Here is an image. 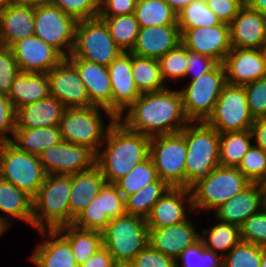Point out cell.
<instances>
[{"instance_id": "753ad0ef", "label": "cell", "mask_w": 266, "mask_h": 267, "mask_svg": "<svg viewBox=\"0 0 266 267\" xmlns=\"http://www.w3.org/2000/svg\"><path fill=\"white\" fill-rule=\"evenodd\" d=\"M264 52H265V55H266V45L264 46Z\"/></svg>"}, {"instance_id": "9f6ffc18", "label": "cell", "mask_w": 266, "mask_h": 267, "mask_svg": "<svg viewBox=\"0 0 266 267\" xmlns=\"http://www.w3.org/2000/svg\"><path fill=\"white\" fill-rule=\"evenodd\" d=\"M187 70L185 73V77L187 75H192L191 80H194L200 77L203 74H206L210 70H212L218 63L209 56L201 55L197 52H193L187 49Z\"/></svg>"}, {"instance_id": "f35d334b", "label": "cell", "mask_w": 266, "mask_h": 267, "mask_svg": "<svg viewBox=\"0 0 266 267\" xmlns=\"http://www.w3.org/2000/svg\"><path fill=\"white\" fill-rule=\"evenodd\" d=\"M199 239L204 247L219 255V252L230 251L240 241V228L237 225L219 221L209 229H201Z\"/></svg>"}, {"instance_id": "ffe728a7", "label": "cell", "mask_w": 266, "mask_h": 267, "mask_svg": "<svg viewBox=\"0 0 266 267\" xmlns=\"http://www.w3.org/2000/svg\"><path fill=\"white\" fill-rule=\"evenodd\" d=\"M66 59L77 69L90 104L112 113V87L108 67L77 57Z\"/></svg>"}, {"instance_id": "7a4b0ae2", "label": "cell", "mask_w": 266, "mask_h": 267, "mask_svg": "<svg viewBox=\"0 0 266 267\" xmlns=\"http://www.w3.org/2000/svg\"><path fill=\"white\" fill-rule=\"evenodd\" d=\"M150 138L129 130L118 119L111 124L103 142L105 147L96 155V165L106 183L114 184L149 157Z\"/></svg>"}, {"instance_id": "8c879c8a", "label": "cell", "mask_w": 266, "mask_h": 267, "mask_svg": "<svg viewBox=\"0 0 266 267\" xmlns=\"http://www.w3.org/2000/svg\"><path fill=\"white\" fill-rule=\"evenodd\" d=\"M243 4H245L248 0H240Z\"/></svg>"}, {"instance_id": "11a10c76", "label": "cell", "mask_w": 266, "mask_h": 267, "mask_svg": "<svg viewBox=\"0 0 266 267\" xmlns=\"http://www.w3.org/2000/svg\"><path fill=\"white\" fill-rule=\"evenodd\" d=\"M206 4L226 24H230L244 6L240 0H207Z\"/></svg>"}, {"instance_id": "c3c4849f", "label": "cell", "mask_w": 266, "mask_h": 267, "mask_svg": "<svg viewBox=\"0 0 266 267\" xmlns=\"http://www.w3.org/2000/svg\"><path fill=\"white\" fill-rule=\"evenodd\" d=\"M242 241L266 248V209L251 215L240 226Z\"/></svg>"}, {"instance_id": "9a60e30c", "label": "cell", "mask_w": 266, "mask_h": 267, "mask_svg": "<svg viewBox=\"0 0 266 267\" xmlns=\"http://www.w3.org/2000/svg\"><path fill=\"white\" fill-rule=\"evenodd\" d=\"M181 42L187 49L209 56L222 64L231 51L230 25L221 23L211 27L189 28L180 30Z\"/></svg>"}, {"instance_id": "ee69618b", "label": "cell", "mask_w": 266, "mask_h": 267, "mask_svg": "<svg viewBox=\"0 0 266 267\" xmlns=\"http://www.w3.org/2000/svg\"><path fill=\"white\" fill-rule=\"evenodd\" d=\"M163 81L181 79L187 70V48L181 42L158 59Z\"/></svg>"}, {"instance_id": "30bf717a", "label": "cell", "mask_w": 266, "mask_h": 267, "mask_svg": "<svg viewBox=\"0 0 266 267\" xmlns=\"http://www.w3.org/2000/svg\"><path fill=\"white\" fill-rule=\"evenodd\" d=\"M123 52L114 42L105 22L98 18L77 21L75 43L68 57L109 66Z\"/></svg>"}, {"instance_id": "d6986e66", "label": "cell", "mask_w": 266, "mask_h": 267, "mask_svg": "<svg viewBox=\"0 0 266 267\" xmlns=\"http://www.w3.org/2000/svg\"><path fill=\"white\" fill-rule=\"evenodd\" d=\"M112 87V114L119 118L140 96L131 71V52H121L108 66Z\"/></svg>"}, {"instance_id": "f1b7e54d", "label": "cell", "mask_w": 266, "mask_h": 267, "mask_svg": "<svg viewBox=\"0 0 266 267\" xmlns=\"http://www.w3.org/2000/svg\"><path fill=\"white\" fill-rule=\"evenodd\" d=\"M106 183L102 171L97 165L84 172L71 174L70 191V224L91 203L92 199L100 193Z\"/></svg>"}, {"instance_id": "7402d4cb", "label": "cell", "mask_w": 266, "mask_h": 267, "mask_svg": "<svg viewBox=\"0 0 266 267\" xmlns=\"http://www.w3.org/2000/svg\"><path fill=\"white\" fill-rule=\"evenodd\" d=\"M229 25L232 48L264 49L266 15L244 5Z\"/></svg>"}, {"instance_id": "4fadbf2b", "label": "cell", "mask_w": 266, "mask_h": 267, "mask_svg": "<svg viewBox=\"0 0 266 267\" xmlns=\"http://www.w3.org/2000/svg\"><path fill=\"white\" fill-rule=\"evenodd\" d=\"M77 21L58 7L34 8V35L57 49L65 58L74 48Z\"/></svg>"}, {"instance_id": "8992f818", "label": "cell", "mask_w": 266, "mask_h": 267, "mask_svg": "<svg viewBox=\"0 0 266 267\" xmlns=\"http://www.w3.org/2000/svg\"><path fill=\"white\" fill-rule=\"evenodd\" d=\"M102 238L116 265L130 264L149 244V228L145 218L126 214L113 218Z\"/></svg>"}, {"instance_id": "b9f144b4", "label": "cell", "mask_w": 266, "mask_h": 267, "mask_svg": "<svg viewBox=\"0 0 266 267\" xmlns=\"http://www.w3.org/2000/svg\"><path fill=\"white\" fill-rule=\"evenodd\" d=\"M175 260L176 267H223V256L205 248L200 239L186 247ZM180 260L182 266L178 264Z\"/></svg>"}, {"instance_id": "6125c7cd", "label": "cell", "mask_w": 266, "mask_h": 267, "mask_svg": "<svg viewBox=\"0 0 266 267\" xmlns=\"http://www.w3.org/2000/svg\"><path fill=\"white\" fill-rule=\"evenodd\" d=\"M175 13H179L185 8L190 2L194 0H164Z\"/></svg>"}, {"instance_id": "4dcf8cb0", "label": "cell", "mask_w": 266, "mask_h": 267, "mask_svg": "<svg viewBox=\"0 0 266 267\" xmlns=\"http://www.w3.org/2000/svg\"><path fill=\"white\" fill-rule=\"evenodd\" d=\"M63 141L58 126L39 127L34 129H15L12 144L19 150L38 156L49 147Z\"/></svg>"}, {"instance_id": "83f0119b", "label": "cell", "mask_w": 266, "mask_h": 267, "mask_svg": "<svg viewBox=\"0 0 266 267\" xmlns=\"http://www.w3.org/2000/svg\"><path fill=\"white\" fill-rule=\"evenodd\" d=\"M67 107L51 95L16 109L15 129L58 126Z\"/></svg>"}, {"instance_id": "1f68e13d", "label": "cell", "mask_w": 266, "mask_h": 267, "mask_svg": "<svg viewBox=\"0 0 266 267\" xmlns=\"http://www.w3.org/2000/svg\"><path fill=\"white\" fill-rule=\"evenodd\" d=\"M57 230L68 240L78 266L103 247L102 232L81 229L73 224L59 227Z\"/></svg>"}, {"instance_id": "7c38bea8", "label": "cell", "mask_w": 266, "mask_h": 267, "mask_svg": "<svg viewBox=\"0 0 266 267\" xmlns=\"http://www.w3.org/2000/svg\"><path fill=\"white\" fill-rule=\"evenodd\" d=\"M254 118L243 86L226 84L206 123L219 133L241 132L252 127Z\"/></svg>"}, {"instance_id": "9c48e42d", "label": "cell", "mask_w": 266, "mask_h": 267, "mask_svg": "<svg viewBox=\"0 0 266 267\" xmlns=\"http://www.w3.org/2000/svg\"><path fill=\"white\" fill-rule=\"evenodd\" d=\"M226 84L224 66L217 64L212 70L184 86L185 89L180 92L187 119L190 122H206Z\"/></svg>"}, {"instance_id": "8fae6325", "label": "cell", "mask_w": 266, "mask_h": 267, "mask_svg": "<svg viewBox=\"0 0 266 267\" xmlns=\"http://www.w3.org/2000/svg\"><path fill=\"white\" fill-rule=\"evenodd\" d=\"M149 157L161 180L170 187H185L187 148L181 132L152 136Z\"/></svg>"}, {"instance_id": "ba28073f", "label": "cell", "mask_w": 266, "mask_h": 267, "mask_svg": "<svg viewBox=\"0 0 266 267\" xmlns=\"http://www.w3.org/2000/svg\"><path fill=\"white\" fill-rule=\"evenodd\" d=\"M0 177L33 200L44 183L46 173L38 156L21 151L7 142L0 143Z\"/></svg>"}, {"instance_id": "cb8c5ba5", "label": "cell", "mask_w": 266, "mask_h": 267, "mask_svg": "<svg viewBox=\"0 0 266 267\" xmlns=\"http://www.w3.org/2000/svg\"><path fill=\"white\" fill-rule=\"evenodd\" d=\"M179 43L181 32L178 25L140 27L135 45L130 52L158 60Z\"/></svg>"}, {"instance_id": "8d00e7d4", "label": "cell", "mask_w": 266, "mask_h": 267, "mask_svg": "<svg viewBox=\"0 0 266 267\" xmlns=\"http://www.w3.org/2000/svg\"><path fill=\"white\" fill-rule=\"evenodd\" d=\"M134 14L140 27L177 25V13L164 0H137Z\"/></svg>"}, {"instance_id": "7dc6e473", "label": "cell", "mask_w": 266, "mask_h": 267, "mask_svg": "<svg viewBox=\"0 0 266 267\" xmlns=\"http://www.w3.org/2000/svg\"><path fill=\"white\" fill-rule=\"evenodd\" d=\"M50 4L76 21L99 17V0H51Z\"/></svg>"}, {"instance_id": "003e7915", "label": "cell", "mask_w": 266, "mask_h": 267, "mask_svg": "<svg viewBox=\"0 0 266 267\" xmlns=\"http://www.w3.org/2000/svg\"><path fill=\"white\" fill-rule=\"evenodd\" d=\"M260 267H266V248H263L262 250Z\"/></svg>"}, {"instance_id": "d590c367", "label": "cell", "mask_w": 266, "mask_h": 267, "mask_svg": "<svg viewBox=\"0 0 266 267\" xmlns=\"http://www.w3.org/2000/svg\"><path fill=\"white\" fill-rule=\"evenodd\" d=\"M170 186L160 178L144 186L137 193L125 198L127 215L147 218L152 207L166 193Z\"/></svg>"}, {"instance_id": "4316f807", "label": "cell", "mask_w": 266, "mask_h": 267, "mask_svg": "<svg viewBox=\"0 0 266 267\" xmlns=\"http://www.w3.org/2000/svg\"><path fill=\"white\" fill-rule=\"evenodd\" d=\"M33 35L34 7L16 1L0 10V45L11 47Z\"/></svg>"}, {"instance_id": "d6a6232c", "label": "cell", "mask_w": 266, "mask_h": 267, "mask_svg": "<svg viewBox=\"0 0 266 267\" xmlns=\"http://www.w3.org/2000/svg\"><path fill=\"white\" fill-rule=\"evenodd\" d=\"M131 71L134 84L140 94L167 88L162 79L160 64L157 59L131 53Z\"/></svg>"}, {"instance_id": "ac0fdd59", "label": "cell", "mask_w": 266, "mask_h": 267, "mask_svg": "<svg viewBox=\"0 0 266 267\" xmlns=\"http://www.w3.org/2000/svg\"><path fill=\"white\" fill-rule=\"evenodd\" d=\"M222 64L231 85L243 86L266 76L264 49L232 48Z\"/></svg>"}, {"instance_id": "ab89813d", "label": "cell", "mask_w": 266, "mask_h": 267, "mask_svg": "<svg viewBox=\"0 0 266 267\" xmlns=\"http://www.w3.org/2000/svg\"><path fill=\"white\" fill-rule=\"evenodd\" d=\"M157 170L150 157L137 164L127 175L114 184L124 198L137 193L147 184L158 179Z\"/></svg>"}, {"instance_id": "f546056e", "label": "cell", "mask_w": 266, "mask_h": 267, "mask_svg": "<svg viewBox=\"0 0 266 267\" xmlns=\"http://www.w3.org/2000/svg\"><path fill=\"white\" fill-rule=\"evenodd\" d=\"M15 110L50 96L47 73L20 72L7 95Z\"/></svg>"}, {"instance_id": "be15d7a7", "label": "cell", "mask_w": 266, "mask_h": 267, "mask_svg": "<svg viewBox=\"0 0 266 267\" xmlns=\"http://www.w3.org/2000/svg\"><path fill=\"white\" fill-rule=\"evenodd\" d=\"M16 1L34 8L39 6L50 5L51 2V0H16Z\"/></svg>"}, {"instance_id": "52a82bcc", "label": "cell", "mask_w": 266, "mask_h": 267, "mask_svg": "<svg viewBox=\"0 0 266 267\" xmlns=\"http://www.w3.org/2000/svg\"><path fill=\"white\" fill-rule=\"evenodd\" d=\"M251 184L237 167L218 166L190 190L193 211L216 210Z\"/></svg>"}, {"instance_id": "44dd1931", "label": "cell", "mask_w": 266, "mask_h": 267, "mask_svg": "<svg viewBox=\"0 0 266 267\" xmlns=\"http://www.w3.org/2000/svg\"><path fill=\"white\" fill-rule=\"evenodd\" d=\"M186 206L190 212L193 210L191 192L185 187H170L146 218L148 228L167 227L186 221Z\"/></svg>"}, {"instance_id": "f6af8a7d", "label": "cell", "mask_w": 266, "mask_h": 267, "mask_svg": "<svg viewBox=\"0 0 266 267\" xmlns=\"http://www.w3.org/2000/svg\"><path fill=\"white\" fill-rule=\"evenodd\" d=\"M112 219L103 215L102 189L73 221L75 227L102 232Z\"/></svg>"}, {"instance_id": "db71d44e", "label": "cell", "mask_w": 266, "mask_h": 267, "mask_svg": "<svg viewBox=\"0 0 266 267\" xmlns=\"http://www.w3.org/2000/svg\"><path fill=\"white\" fill-rule=\"evenodd\" d=\"M16 110L11 99L4 94H0V143L12 142L15 134ZM8 132L12 135L9 137Z\"/></svg>"}, {"instance_id": "f907efd6", "label": "cell", "mask_w": 266, "mask_h": 267, "mask_svg": "<svg viewBox=\"0 0 266 267\" xmlns=\"http://www.w3.org/2000/svg\"><path fill=\"white\" fill-rule=\"evenodd\" d=\"M19 73L11 48L0 45V94L8 95L14 78Z\"/></svg>"}, {"instance_id": "e0dca14e", "label": "cell", "mask_w": 266, "mask_h": 267, "mask_svg": "<svg viewBox=\"0 0 266 267\" xmlns=\"http://www.w3.org/2000/svg\"><path fill=\"white\" fill-rule=\"evenodd\" d=\"M50 95L67 108L89 107V97L77 69L64 58L47 73Z\"/></svg>"}, {"instance_id": "60d3db41", "label": "cell", "mask_w": 266, "mask_h": 267, "mask_svg": "<svg viewBox=\"0 0 266 267\" xmlns=\"http://www.w3.org/2000/svg\"><path fill=\"white\" fill-rule=\"evenodd\" d=\"M221 20L208 8L206 2L194 0L177 14L180 30L220 25Z\"/></svg>"}, {"instance_id": "816d5d0a", "label": "cell", "mask_w": 266, "mask_h": 267, "mask_svg": "<svg viewBox=\"0 0 266 267\" xmlns=\"http://www.w3.org/2000/svg\"><path fill=\"white\" fill-rule=\"evenodd\" d=\"M103 215L111 219L126 215L125 198L113 183H105L102 187Z\"/></svg>"}, {"instance_id": "603a6c76", "label": "cell", "mask_w": 266, "mask_h": 267, "mask_svg": "<svg viewBox=\"0 0 266 267\" xmlns=\"http://www.w3.org/2000/svg\"><path fill=\"white\" fill-rule=\"evenodd\" d=\"M200 233L191 219L161 228H149V244L164 255L176 259L186 248L199 240Z\"/></svg>"}, {"instance_id": "277c9868", "label": "cell", "mask_w": 266, "mask_h": 267, "mask_svg": "<svg viewBox=\"0 0 266 267\" xmlns=\"http://www.w3.org/2000/svg\"><path fill=\"white\" fill-rule=\"evenodd\" d=\"M71 175L46 174L43 185L32 200V226L37 230L70 225Z\"/></svg>"}, {"instance_id": "f5cc1de1", "label": "cell", "mask_w": 266, "mask_h": 267, "mask_svg": "<svg viewBox=\"0 0 266 267\" xmlns=\"http://www.w3.org/2000/svg\"><path fill=\"white\" fill-rule=\"evenodd\" d=\"M132 267H176V260L148 244L130 263Z\"/></svg>"}, {"instance_id": "7bdbcfd3", "label": "cell", "mask_w": 266, "mask_h": 267, "mask_svg": "<svg viewBox=\"0 0 266 267\" xmlns=\"http://www.w3.org/2000/svg\"><path fill=\"white\" fill-rule=\"evenodd\" d=\"M263 247L240 241L228 254H222L223 267H260Z\"/></svg>"}, {"instance_id": "d4e9b609", "label": "cell", "mask_w": 266, "mask_h": 267, "mask_svg": "<svg viewBox=\"0 0 266 267\" xmlns=\"http://www.w3.org/2000/svg\"><path fill=\"white\" fill-rule=\"evenodd\" d=\"M264 207V188L252 183L215 210V218L222 222L240 226L251 215Z\"/></svg>"}, {"instance_id": "681fc988", "label": "cell", "mask_w": 266, "mask_h": 267, "mask_svg": "<svg viewBox=\"0 0 266 267\" xmlns=\"http://www.w3.org/2000/svg\"><path fill=\"white\" fill-rule=\"evenodd\" d=\"M243 87L252 117L254 119L266 117V76Z\"/></svg>"}, {"instance_id": "94428289", "label": "cell", "mask_w": 266, "mask_h": 267, "mask_svg": "<svg viewBox=\"0 0 266 267\" xmlns=\"http://www.w3.org/2000/svg\"><path fill=\"white\" fill-rule=\"evenodd\" d=\"M244 5L266 15V0H248Z\"/></svg>"}, {"instance_id": "5b68a950", "label": "cell", "mask_w": 266, "mask_h": 267, "mask_svg": "<svg viewBox=\"0 0 266 267\" xmlns=\"http://www.w3.org/2000/svg\"><path fill=\"white\" fill-rule=\"evenodd\" d=\"M100 110L110 117V123L105 127ZM116 119L111 112L97 106L67 108L58 127L63 141L84 146L97 155L108 129Z\"/></svg>"}, {"instance_id": "484cf974", "label": "cell", "mask_w": 266, "mask_h": 267, "mask_svg": "<svg viewBox=\"0 0 266 267\" xmlns=\"http://www.w3.org/2000/svg\"><path fill=\"white\" fill-rule=\"evenodd\" d=\"M38 232L47 239L36 247L30 257L36 267H78L68 240L57 229Z\"/></svg>"}, {"instance_id": "a7ac6f4b", "label": "cell", "mask_w": 266, "mask_h": 267, "mask_svg": "<svg viewBox=\"0 0 266 267\" xmlns=\"http://www.w3.org/2000/svg\"><path fill=\"white\" fill-rule=\"evenodd\" d=\"M263 188H264V196H266V180L262 183Z\"/></svg>"}, {"instance_id": "bcb514c9", "label": "cell", "mask_w": 266, "mask_h": 267, "mask_svg": "<svg viewBox=\"0 0 266 267\" xmlns=\"http://www.w3.org/2000/svg\"><path fill=\"white\" fill-rule=\"evenodd\" d=\"M237 168L251 183L262 184L266 180V152L253 144Z\"/></svg>"}, {"instance_id": "e7e4bbea", "label": "cell", "mask_w": 266, "mask_h": 267, "mask_svg": "<svg viewBox=\"0 0 266 267\" xmlns=\"http://www.w3.org/2000/svg\"><path fill=\"white\" fill-rule=\"evenodd\" d=\"M8 219L9 218L7 216H0V237H2V234L6 232L7 229H9L8 227L11 226V223L8 221Z\"/></svg>"}, {"instance_id": "836d02e7", "label": "cell", "mask_w": 266, "mask_h": 267, "mask_svg": "<svg viewBox=\"0 0 266 267\" xmlns=\"http://www.w3.org/2000/svg\"><path fill=\"white\" fill-rule=\"evenodd\" d=\"M0 211L32 225L33 203L22 190L0 177Z\"/></svg>"}, {"instance_id": "e575fe53", "label": "cell", "mask_w": 266, "mask_h": 267, "mask_svg": "<svg viewBox=\"0 0 266 267\" xmlns=\"http://www.w3.org/2000/svg\"><path fill=\"white\" fill-rule=\"evenodd\" d=\"M250 129L241 132L220 133L219 163L224 167H238L252 146Z\"/></svg>"}, {"instance_id": "03108f58", "label": "cell", "mask_w": 266, "mask_h": 267, "mask_svg": "<svg viewBox=\"0 0 266 267\" xmlns=\"http://www.w3.org/2000/svg\"><path fill=\"white\" fill-rule=\"evenodd\" d=\"M14 2H16V0H0V10Z\"/></svg>"}, {"instance_id": "6da1fadb", "label": "cell", "mask_w": 266, "mask_h": 267, "mask_svg": "<svg viewBox=\"0 0 266 267\" xmlns=\"http://www.w3.org/2000/svg\"><path fill=\"white\" fill-rule=\"evenodd\" d=\"M124 112L126 115L117 119L129 130L149 137L179 133L190 122L183 109L180 90L172 91L168 87L140 94Z\"/></svg>"}, {"instance_id": "5bb4252c", "label": "cell", "mask_w": 266, "mask_h": 267, "mask_svg": "<svg viewBox=\"0 0 266 267\" xmlns=\"http://www.w3.org/2000/svg\"><path fill=\"white\" fill-rule=\"evenodd\" d=\"M46 174L71 175L96 165V155L88 148L62 141L38 155Z\"/></svg>"}, {"instance_id": "74e56055", "label": "cell", "mask_w": 266, "mask_h": 267, "mask_svg": "<svg viewBox=\"0 0 266 267\" xmlns=\"http://www.w3.org/2000/svg\"><path fill=\"white\" fill-rule=\"evenodd\" d=\"M107 25L110 35L123 52H130L136 42L140 26L135 14L99 16Z\"/></svg>"}, {"instance_id": "91938a15", "label": "cell", "mask_w": 266, "mask_h": 267, "mask_svg": "<svg viewBox=\"0 0 266 267\" xmlns=\"http://www.w3.org/2000/svg\"><path fill=\"white\" fill-rule=\"evenodd\" d=\"M250 131L252 139H255V145L266 152V117L254 119Z\"/></svg>"}, {"instance_id": "89a4df30", "label": "cell", "mask_w": 266, "mask_h": 267, "mask_svg": "<svg viewBox=\"0 0 266 267\" xmlns=\"http://www.w3.org/2000/svg\"><path fill=\"white\" fill-rule=\"evenodd\" d=\"M115 267H132L130 264H125V265H116Z\"/></svg>"}, {"instance_id": "2644e50d", "label": "cell", "mask_w": 266, "mask_h": 267, "mask_svg": "<svg viewBox=\"0 0 266 267\" xmlns=\"http://www.w3.org/2000/svg\"><path fill=\"white\" fill-rule=\"evenodd\" d=\"M264 208L266 209V196H264Z\"/></svg>"}, {"instance_id": "6f0895ef", "label": "cell", "mask_w": 266, "mask_h": 267, "mask_svg": "<svg viewBox=\"0 0 266 267\" xmlns=\"http://www.w3.org/2000/svg\"><path fill=\"white\" fill-rule=\"evenodd\" d=\"M136 3L137 0H99V16L133 14Z\"/></svg>"}, {"instance_id": "680465c9", "label": "cell", "mask_w": 266, "mask_h": 267, "mask_svg": "<svg viewBox=\"0 0 266 267\" xmlns=\"http://www.w3.org/2000/svg\"><path fill=\"white\" fill-rule=\"evenodd\" d=\"M111 253L106 247H101L89 259L78 267H115Z\"/></svg>"}, {"instance_id": "3957f363", "label": "cell", "mask_w": 266, "mask_h": 267, "mask_svg": "<svg viewBox=\"0 0 266 267\" xmlns=\"http://www.w3.org/2000/svg\"><path fill=\"white\" fill-rule=\"evenodd\" d=\"M181 133L187 148L185 188L190 191L220 166V133L206 122H189Z\"/></svg>"}, {"instance_id": "2e32d148", "label": "cell", "mask_w": 266, "mask_h": 267, "mask_svg": "<svg viewBox=\"0 0 266 267\" xmlns=\"http://www.w3.org/2000/svg\"><path fill=\"white\" fill-rule=\"evenodd\" d=\"M10 48L20 72L48 73L65 58L35 35L16 41Z\"/></svg>"}]
</instances>
